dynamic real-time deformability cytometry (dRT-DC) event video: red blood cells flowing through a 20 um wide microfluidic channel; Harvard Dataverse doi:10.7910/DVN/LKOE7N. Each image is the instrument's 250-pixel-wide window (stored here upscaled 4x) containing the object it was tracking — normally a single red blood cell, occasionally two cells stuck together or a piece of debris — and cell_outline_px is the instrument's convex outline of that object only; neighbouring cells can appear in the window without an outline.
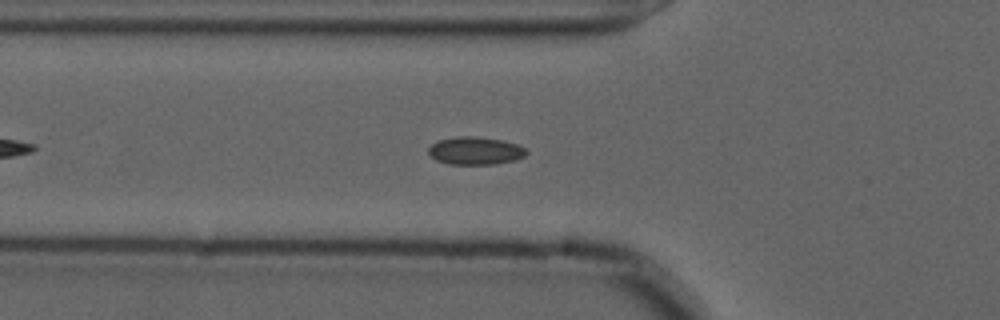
{"species": "common noctule bat (a hibernating species)", "species_latin": "Nyctalus noctula", "temperature_condition": "cold", "stored_images_in_passage": 43, "camera_frame_rate_fps": 3000, "um_per_image_px": 0.085, "animal": {"sex": "male", "forearm_length_mm": 52.5}, "frame": {"image": 1, "passage_image": 9, "time_ms": 2.667, "image_size_px": [1000, 320], "cell_outline_px": [[528, 152], [524, 156], [516, 160], [496, 164], [448, 164], [436, 160], [428, 152], [428, 148], [432, 144], [440, 140], [460, 136], [476, 136], [504, 140], [516, 144], [524, 148]], "centroid_in_image_um": [40.42, 12.81], "position_along_channel_um": 85.4, "area_um2": 15.84}}
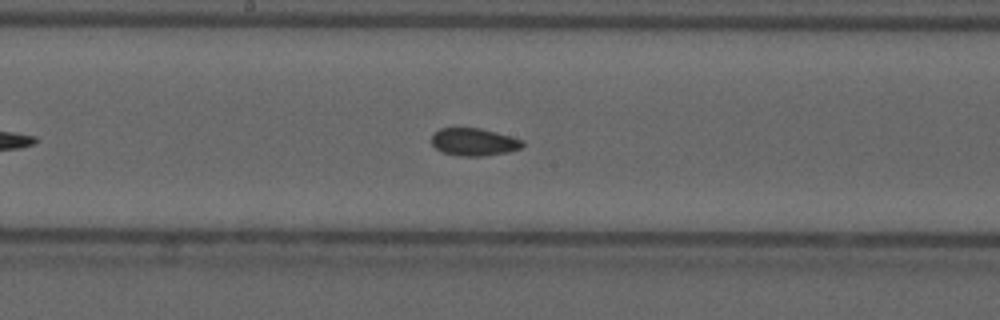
{"frame": {"image": 2, "passage_image": 19, "time_ms": 6.0, "image_size_px": [1000, 320], "cell_outline_px": [[524, 144], [520, 148], [508, 152], [484, 156], [460, 156], [440, 152], [432, 144], [432, 136], [440, 128], [480, 128], [496, 132], [524, 140]], "centroid_in_image_um": [40.29, 12.07], "position_along_channel_um": 207.9, "area_um2": 14.62}}
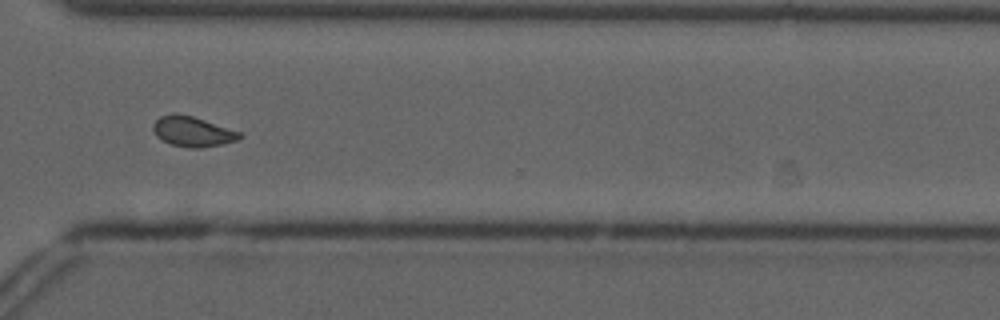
{"frame": {"image": 3, "passage_image": 31, "time_ms": 10.0, "image_size_px": [1000, 320], "cell_outline_px": [[244, 136], [236, 140], [220, 144], [200, 148], [188, 148], [172, 144], [156, 136], [152, 128], [156, 120], [160, 116], [176, 112], [192, 116], [240, 132]], "centroid_in_image_um": [16.35, 11.17], "position_along_channel_um": 354.3, "area_um2": 14.97}}